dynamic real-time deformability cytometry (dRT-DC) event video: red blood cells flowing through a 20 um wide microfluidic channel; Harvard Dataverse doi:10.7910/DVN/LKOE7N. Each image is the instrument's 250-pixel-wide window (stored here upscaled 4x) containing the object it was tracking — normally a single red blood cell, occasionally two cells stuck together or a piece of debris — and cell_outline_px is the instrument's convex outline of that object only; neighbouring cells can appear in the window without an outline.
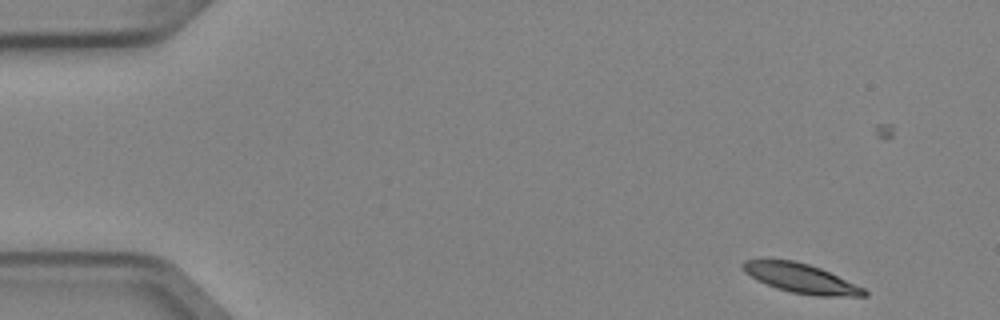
{"species": "Egyptian fruit bat (a non-hibernating species)", "species_latin": "Rousettus aegyptiacus", "temperature_condition": "cold", "stored_images_in_passage": 6, "camera_frame_rate_fps": 3000, "um_per_image_px": 0.085, "animal": {"sex": "female"}, "frame": {"image": 1, "passage_image": 1, "time_ms": 0.0, "image_size_px": [1000, 320], "cell_outline_px": [[868, 296], [816, 296], [792, 292], [776, 288], [744, 272], [740, 268], [740, 264], [744, 260], [792, 260], [808, 264], [820, 268], [864, 288], [868, 292]], "centroid_in_image_um": [68.09, 23.66], "position_along_channel_um": 16.9, "area_um2": 20.4}}
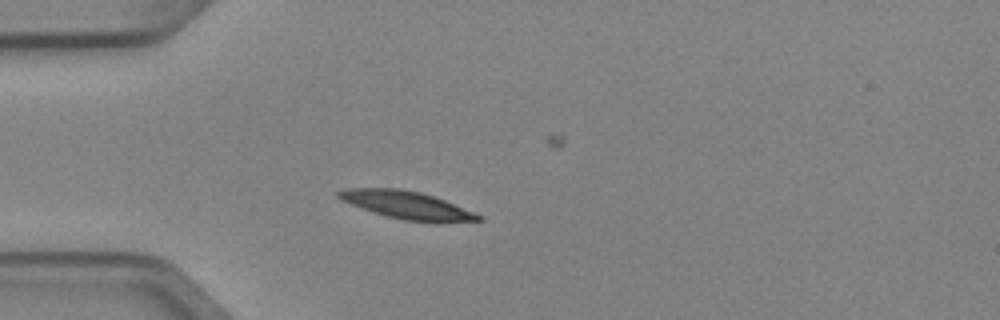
{"frame": {"image": 2, "passage_image": 4, "time_ms": 1.0, "image_size_px": [1000, 320], "cell_outline_px": [[484, 220], [440, 224], [436, 224], [404, 220], [372, 212], [352, 204], [336, 196], [336, 192], [348, 188], [400, 188], [420, 192], [444, 200], [484, 216]], "centroid_in_image_um": [34.68, 17.46], "position_along_channel_um": 50.3, "area_um2": 22.83}}